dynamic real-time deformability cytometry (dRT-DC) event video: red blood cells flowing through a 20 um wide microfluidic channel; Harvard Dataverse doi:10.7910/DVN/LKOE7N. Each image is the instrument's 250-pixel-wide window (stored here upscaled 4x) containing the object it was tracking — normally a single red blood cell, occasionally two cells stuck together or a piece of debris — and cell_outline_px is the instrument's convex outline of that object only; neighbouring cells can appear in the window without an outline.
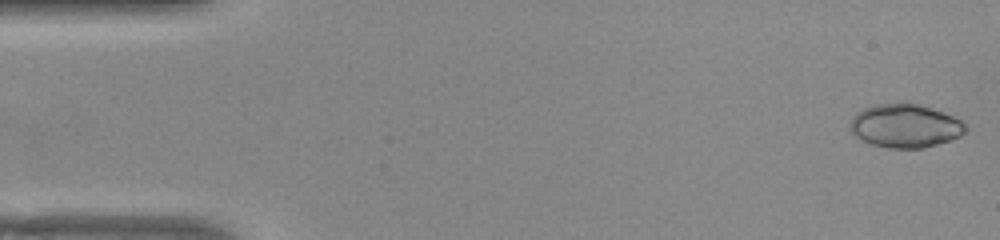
{"species": "common noctule bat (a hibernating species)", "species_latin": "Nyctalus noctula", "temperature_condition": "warm", "stored_images_in_passage": 51, "camera_frame_rate_fps": 3000, "um_per_image_px": 0.085, "animal": {"sex": "female", "body_mass_g": 22.0, "forearm_length_mm": 56.7}, "frame": {"image": 1, "passage_image": 1, "time_ms": 0.0, "image_size_px": [1000, 240], "cell_outline_px": [[964, 132], [960, 136], [924, 148], [888, 148], [868, 144], [860, 140], [852, 132], [852, 116], [856, 112], [864, 108], [876, 104], [900, 100], [912, 100], [944, 112], [960, 120], [964, 124]], "centroid_in_image_um": [76.9, 10.65], "position_along_channel_um": 8.1, "area_um2": 29.82}}
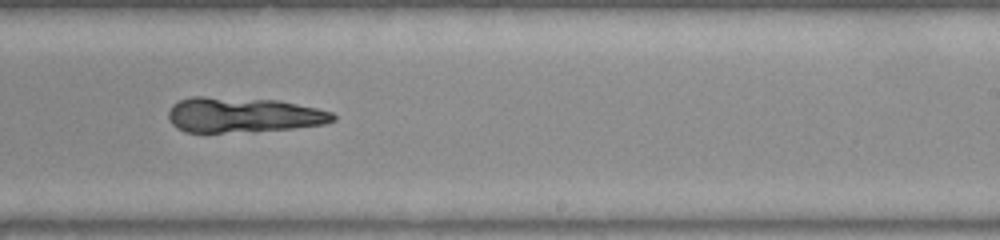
{"frame": {"image": 2, "passage_image": 31, "time_ms": 10.0, "image_size_px": [1000, 240], "cell_outline_px": [[336, 120], [324, 124], [292, 128], [220, 132], [184, 132], [176, 128], [172, 124], [168, 116], [168, 112], [172, 104], [180, 100], [192, 96], [204, 96], [276, 100], [316, 108], [332, 112], [336, 116]], "centroid_in_image_um": [20.61, 9.76], "position_along_channel_um": 268.4, "area_um2": 33.41}}
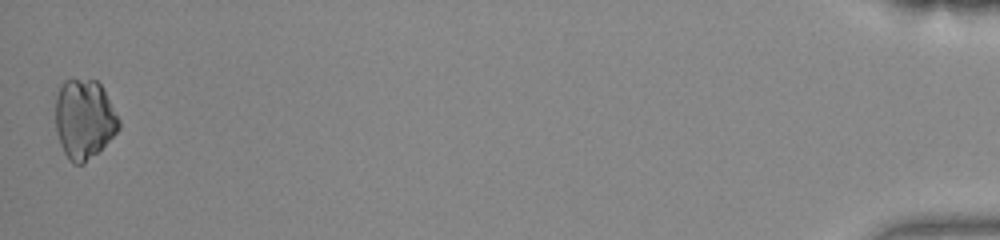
{"frame": {"image": 3, "passage_image": 51, "time_ms": 16.667, "image_size_px": [1000, 240], "cell_outline_px": [[120, 128], [84, 164], [72, 164], [68, 160], [60, 144], [56, 132], [56, 96], [60, 84], [64, 80], [96, 80], [100, 84], [120, 120]], "centroid_in_image_um": [7.12, 10.13], "position_along_channel_um": 428.1, "area_um2": 29.07}}